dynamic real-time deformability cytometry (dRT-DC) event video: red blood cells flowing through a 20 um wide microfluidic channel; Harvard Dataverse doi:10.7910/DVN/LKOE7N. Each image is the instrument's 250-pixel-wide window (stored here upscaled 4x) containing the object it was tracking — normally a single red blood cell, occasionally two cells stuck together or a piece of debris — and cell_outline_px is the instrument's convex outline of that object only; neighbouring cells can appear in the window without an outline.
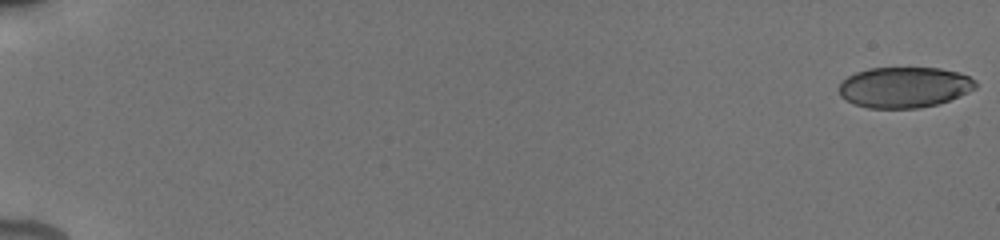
{"species": "human", "species_latin": "Homo sapiens", "temperature_condition": "cold", "stored_images_in_passage": 18, "camera_frame_rate_fps": 3000, "um_per_image_px": 0.085, "donor": {"sex": "male"}, "frame": {"image": 1, "passage_image": 1, "time_ms": 0.0, "image_size_px": [1000, 240], "cell_outline_px": [[976, 88], [968, 92], [948, 100], [936, 104], [920, 108], [868, 108], [844, 100], [840, 96], [840, 84], [848, 76], [856, 72], [868, 68], [940, 68], [960, 72], [976, 80]], "centroid_in_image_um": [76.87, 7.41], "position_along_channel_um": 8.1, "area_um2": 32.37}}
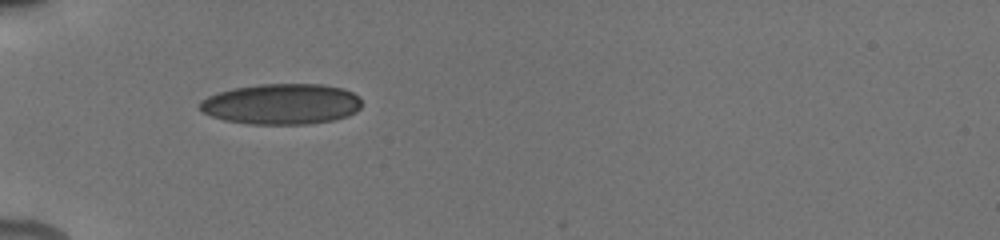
{"frame": {"image": 2, "passage_image": 9, "time_ms": 6.333, "image_size_px": [1000, 240], "cell_outline_px": [[364, 104], [356, 112], [348, 116], [332, 120], [304, 124], [248, 124], [224, 120], [212, 116], [204, 112], [200, 108], [200, 100], [208, 96], [232, 88], [260, 84], [324, 84], [344, 88], [360, 96]], "centroid_in_image_um": [23.98, 8.83], "position_along_channel_um": 61.0, "area_um2": 38.67}}
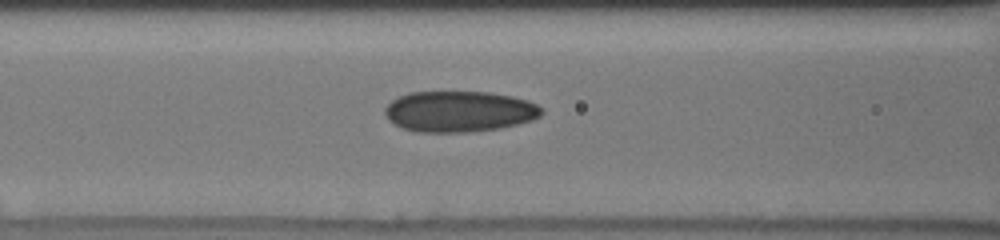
{"frame": {"image": 3, "passage_image": 12, "time_ms": 8.333, "image_size_px": [1000, 240], "cell_outline_px": [[544, 112], [540, 116], [532, 120], [500, 128], [468, 132], [416, 132], [404, 128], [388, 120], [384, 112], [384, 108], [392, 100], [408, 92], [488, 92], [512, 96], [528, 100], [536, 104]], "centroid_in_image_um": [39.03, 9.47], "position_along_channel_um": 127.6, "area_um2": 37.34}}